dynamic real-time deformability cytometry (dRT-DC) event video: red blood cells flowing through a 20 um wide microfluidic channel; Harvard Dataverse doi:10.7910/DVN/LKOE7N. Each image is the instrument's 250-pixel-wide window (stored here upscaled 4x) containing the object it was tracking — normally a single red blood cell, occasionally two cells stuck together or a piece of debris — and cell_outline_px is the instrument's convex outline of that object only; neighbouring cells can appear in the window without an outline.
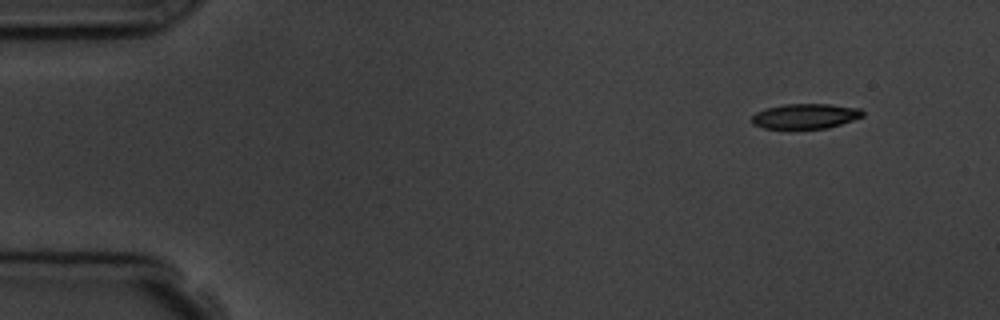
{"species": "common noctule bat (a hibernating species)", "species_latin": "Nyctalus noctula", "temperature_condition": "room temperature", "stored_images_in_passage": 4, "camera_frame_rate_fps": 3000, "um_per_image_px": 0.085, "animal": {"sex": "male", "body_mass_g": 19.5, "forearm_length_mm": 54.6}, "frame": {"image": 1, "passage_image": 1, "time_ms": 0.0, "image_size_px": [1000, 320], "cell_outline_px": [[864, 116], [828, 128], [792, 132], [764, 128], [752, 124], [752, 116], [756, 112], [764, 108], [784, 104], [828, 104], [860, 108], [864, 112]], "centroid_in_image_um": [68.39, 9.92], "position_along_channel_um": 16.6, "area_um2": 17.05}}